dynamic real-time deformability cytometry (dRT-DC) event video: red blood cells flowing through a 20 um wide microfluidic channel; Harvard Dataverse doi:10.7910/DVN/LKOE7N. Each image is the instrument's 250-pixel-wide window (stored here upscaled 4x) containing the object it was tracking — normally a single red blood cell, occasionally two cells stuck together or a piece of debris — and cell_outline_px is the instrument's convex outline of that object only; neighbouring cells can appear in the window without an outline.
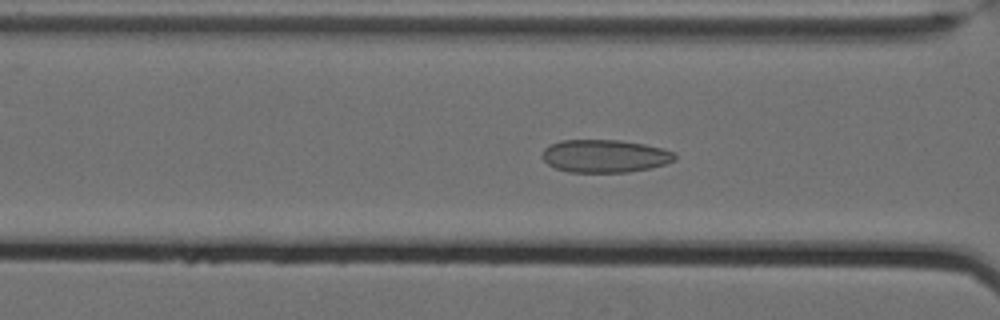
{"species": "Egyptian fruit bat (a non-hibernating species)", "species_latin": "Rousettus aegyptiacus", "temperature_condition": "cold", "stored_images_in_passage": 62, "camera_frame_rate_fps": 3000, "um_per_image_px": 0.085, "animal": {"sex": "female"}, "frame": {"image": 1, "passage_image": 28, "time_ms": 9.0, "image_size_px": [1000, 320], "cell_outline_px": [[676, 160], [652, 168], [628, 172], [568, 172], [556, 168], [548, 164], [540, 156], [544, 148], [548, 144], [560, 140], [620, 140], [644, 144], [660, 148], [672, 152], [676, 156]], "centroid_in_image_um": [51.36, 13.26], "position_along_channel_um": 115.2, "area_um2": 25.49}}
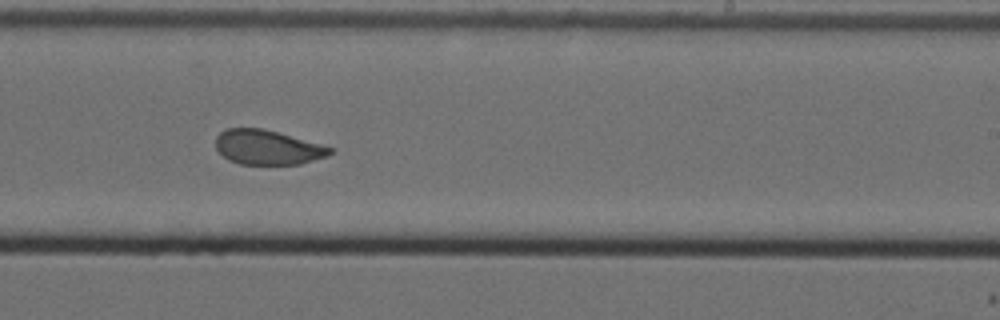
{"frame": {"image": 2, "passage_image": 41, "time_ms": 13.333, "image_size_px": [1000, 320], "cell_outline_px": [[332, 152], [328, 156], [300, 164], [240, 164], [228, 160], [216, 148], [216, 136], [220, 132], [228, 128], [264, 128], [320, 144], [332, 148]], "centroid_in_image_um": [22.72, 12.52], "position_along_channel_um": 266.3, "area_um2": 22.95}}
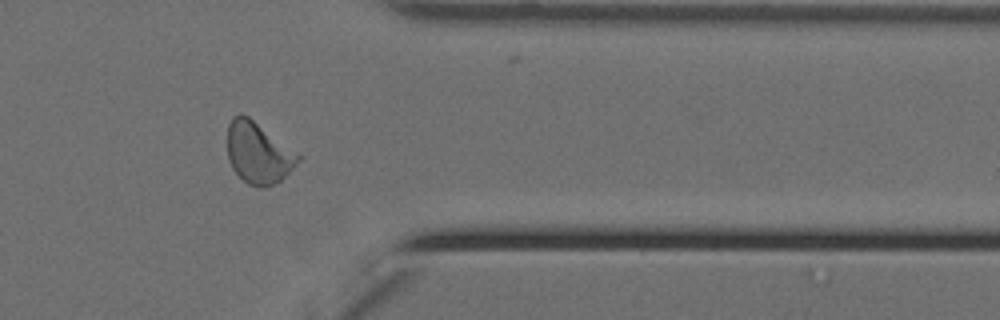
{"frame": {"image": 3, "passage_image": 52, "time_ms": 17.0, "image_size_px": [1000, 320], "cell_outline_px": [[304, 156], [280, 180], [264, 188], [256, 188], [248, 184], [232, 168], [228, 160], [228, 124], [232, 116], [240, 112], [248, 116], [300, 152]], "centroid_in_image_um": [21.98, 12.97], "position_along_channel_um": 389.4, "area_um2": 25.66}, "authors_computed_cell_mechanics": {"area_um2": 25.432, "velocity_mm_per_s": 3.4865, "shape_relaxation_time_tau1_ms": 6.9028, "shape_relaxation_time_tau2_ms": 1.2253, "deformation_change_tau1": 0.1316, "deformation_change_tau2": 0.0696}}